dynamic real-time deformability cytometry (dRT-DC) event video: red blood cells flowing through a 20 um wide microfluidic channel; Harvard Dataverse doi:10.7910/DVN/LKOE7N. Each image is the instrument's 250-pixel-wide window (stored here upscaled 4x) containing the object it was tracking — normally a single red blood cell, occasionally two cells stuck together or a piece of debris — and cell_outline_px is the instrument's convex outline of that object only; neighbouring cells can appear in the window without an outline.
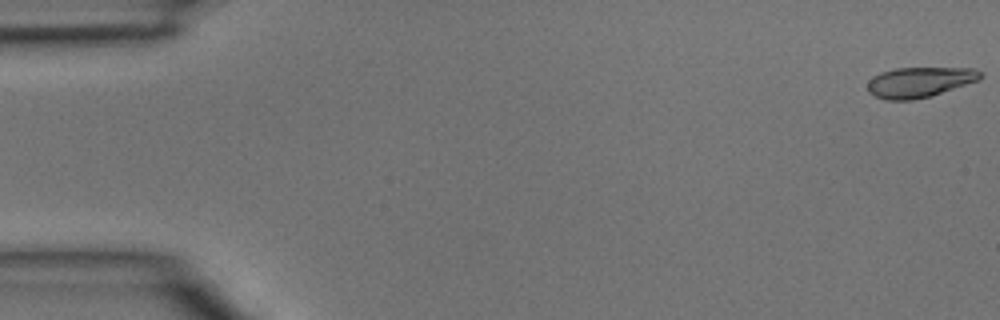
{"species": "common noctule bat (a hibernating species)", "species_latin": "Nyctalus noctula", "temperature_condition": "room temperature", "stored_images_in_passage": 5, "camera_frame_rate_fps": 3000, "um_per_image_px": 0.085, "animal": {"sex": "male", "body_mass_g": 15.6}, "frame": {"image": 1, "passage_image": 1, "time_ms": 0.0, "image_size_px": [1000, 320], "cell_outline_px": [[984, 76], [980, 80], [932, 96], [912, 100], [888, 100], [876, 96], [868, 92], [868, 80], [872, 76], [880, 72], [896, 68], [972, 68], [980, 72]], "centroid_in_image_um": [78.17, 6.98], "position_along_channel_um": 6.8, "area_um2": 20.06}}
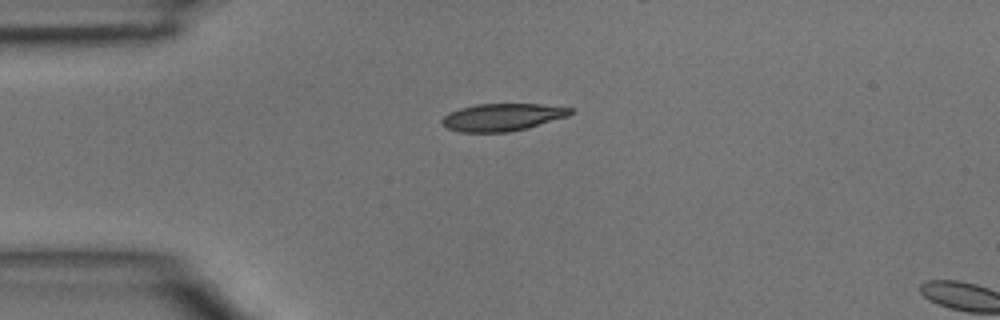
{"frame": {"image": 2, "passage_image": 4, "time_ms": 1.0, "image_size_px": [1000, 320], "cell_outline_px": [[576, 112], [568, 116], [528, 128], [508, 132], [460, 132], [448, 128], [440, 120], [448, 112], [460, 108], [476, 104], [540, 104], [572, 108]], "centroid_in_image_um": [42.72, 9.96], "position_along_channel_um": 42.3, "area_um2": 20.58}}